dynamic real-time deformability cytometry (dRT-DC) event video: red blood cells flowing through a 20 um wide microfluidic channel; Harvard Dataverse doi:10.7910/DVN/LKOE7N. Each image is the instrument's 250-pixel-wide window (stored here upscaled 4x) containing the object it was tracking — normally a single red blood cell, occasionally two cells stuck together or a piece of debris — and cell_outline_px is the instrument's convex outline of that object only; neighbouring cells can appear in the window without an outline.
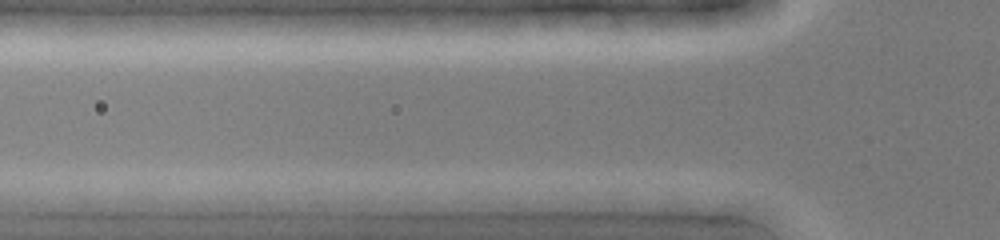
{"species": "common noctule bat (a hibernating species)", "species_latin": "Nyctalus noctula", "temperature_condition": "cold", "stored_images_in_passage": 2, "camera_frame_rate_fps": 3000, "um_per_image_px": 0.085, "animal": {"sex": "female", "body_mass_g": 19.0, "forearm_length_mm": 51.5}, "frame": {"image": 1, "passage_image": 2, "time_ms": 0.333, "image_size_px": [1000, 240], "cell_outline_px": [[636, 200], [592, 212], [568, 212], [484, 200], [508, 192], [624, 192]], "centroid_in_image_um": [48.04, 17.03], "position_along_channel_um": 77.8, "area_um2": 15.37}}